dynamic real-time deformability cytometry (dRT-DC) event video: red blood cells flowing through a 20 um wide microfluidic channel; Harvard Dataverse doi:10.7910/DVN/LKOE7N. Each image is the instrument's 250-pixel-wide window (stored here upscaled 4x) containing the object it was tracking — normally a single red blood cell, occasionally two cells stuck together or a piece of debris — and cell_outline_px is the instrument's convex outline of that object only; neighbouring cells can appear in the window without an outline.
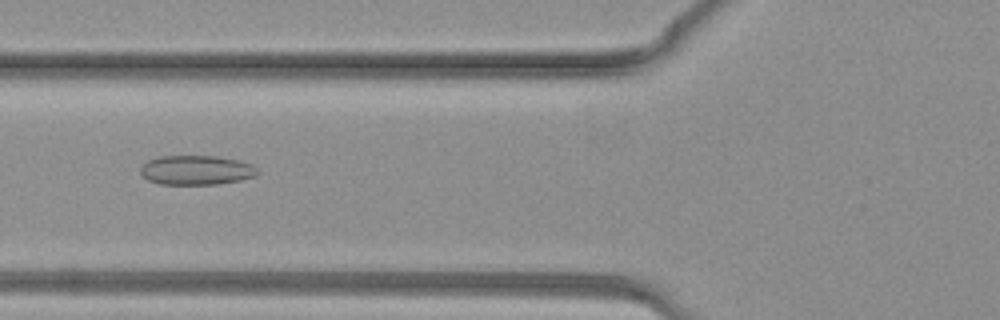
{"species": "common noctule bat (a hibernating species)", "species_latin": "Nyctalus noctula", "temperature_condition": "warm", "stored_images_in_passage": 38, "camera_frame_rate_fps": 3000, "um_per_image_px": 0.085, "animal": {"sex": "female", "body_mass_g": 19.3, "forearm_length_mm": 54.1}, "frame": {"image": 1, "passage_image": 15, "time_ms": 4.667, "image_size_px": [1000, 320], "cell_outline_px": [[260, 172], [256, 176], [240, 180], [216, 184], [160, 184], [148, 180], [140, 172], [140, 168], [148, 160], [160, 156], [216, 156], [240, 160], [252, 164]], "centroid_in_image_um": [16.72, 14.45], "position_along_channel_um": 109.1, "area_um2": 20.11}}
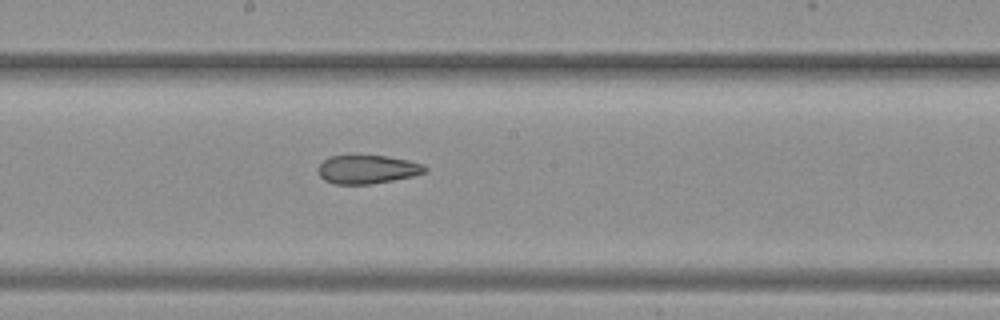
{"frame": {"image": 2, "passage_image": 21, "time_ms": 6.667, "image_size_px": [1000, 320], "cell_outline_px": [[428, 168], [424, 172], [412, 176], [372, 184], [336, 184], [324, 180], [316, 172], [316, 168], [328, 156], [388, 156], [408, 160], [424, 164]], "centroid_in_image_um": [31.19, 14.4], "position_along_channel_um": 217.0, "area_um2": 17.8}}
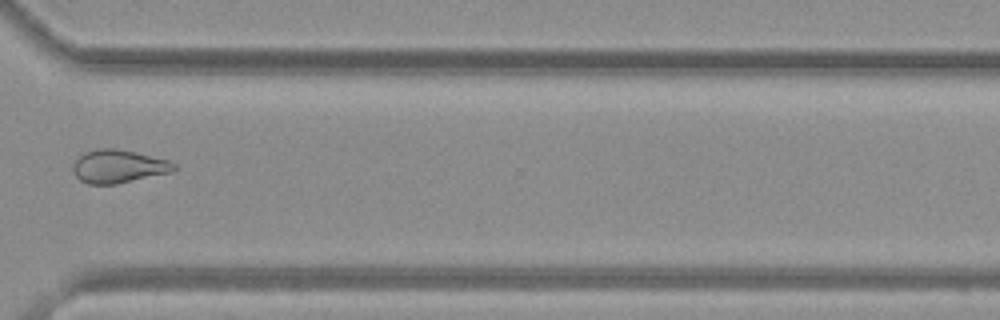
{"frame": {"image": 3, "passage_image": 29, "time_ms": 9.333, "image_size_px": [1000, 320], "cell_outline_px": [[176, 168], [172, 172], [116, 184], [88, 184], [80, 180], [76, 176], [72, 168], [72, 164], [84, 152], [96, 148], [116, 148], [136, 152], [168, 160], [176, 164]], "centroid_in_image_um": [10.06, 14.13], "position_along_channel_um": 360.5, "area_um2": 19.59}}